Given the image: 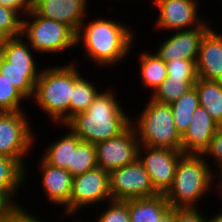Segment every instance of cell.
I'll list each match as a JSON object with an SVG mask.
<instances>
[{"instance_id": "4dcf8cb0", "label": "cell", "mask_w": 222, "mask_h": 222, "mask_svg": "<svg viewBox=\"0 0 222 222\" xmlns=\"http://www.w3.org/2000/svg\"><path fill=\"white\" fill-rule=\"evenodd\" d=\"M111 206L102 213L97 222H131L128 200H110Z\"/></svg>"}, {"instance_id": "f546056e", "label": "cell", "mask_w": 222, "mask_h": 222, "mask_svg": "<svg viewBox=\"0 0 222 222\" xmlns=\"http://www.w3.org/2000/svg\"><path fill=\"white\" fill-rule=\"evenodd\" d=\"M168 79H198L195 60H171L166 62Z\"/></svg>"}, {"instance_id": "8fae6325", "label": "cell", "mask_w": 222, "mask_h": 222, "mask_svg": "<svg viewBox=\"0 0 222 222\" xmlns=\"http://www.w3.org/2000/svg\"><path fill=\"white\" fill-rule=\"evenodd\" d=\"M111 199L109 173L100 167L73 177L69 200V214L81 206Z\"/></svg>"}, {"instance_id": "4fadbf2b", "label": "cell", "mask_w": 222, "mask_h": 222, "mask_svg": "<svg viewBox=\"0 0 222 222\" xmlns=\"http://www.w3.org/2000/svg\"><path fill=\"white\" fill-rule=\"evenodd\" d=\"M193 28L177 30L178 33L166 40L156 54L165 62L181 59L197 61L201 40L210 27L203 23Z\"/></svg>"}, {"instance_id": "9c48e42d", "label": "cell", "mask_w": 222, "mask_h": 222, "mask_svg": "<svg viewBox=\"0 0 222 222\" xmlns=\"http://www.w3.org/2000/svg\"><path fill=\"white\" fill-rule=\"evenodd\" d=\"M135 132L130 124L118 136L95 144L97 166L110 173L136 161L142 145L137 142Z\"/></svg>"}, {"instance_id": "ba28073f", "label": "cell", "mask_w": 222, "mask_h": 222, "mask_svg": "<svg viewBox=\"0 0 222 222\" xmlns=\"http://www.w3.org/2000/svg\"><path fill=\"white\" fill-rule=\"evenodd\" d=\"M111 200L150 198L159 193L154 189L148 172L137 159L109 173Z\"/></svg>"}, {"instance_id": "ffe728a7", "label": "cell", "mask_w": 222, "mask_h": 222, "mask_svg": "<svg viewBox=\"0 0 222 222\" xmlns=\"http://www.w3.org/2000/svg\"><path fill=\"white\" fill-rule=\"evenodd\" d=\"M194 87L199 96V105L206 109L219 126H222V82L198 78Z\"/></svg>"}, {"instance_id": "f1b7e54d", "label": "cell", "mask_w": 222, "mask_h": 222, "mask_svg": "<svg viewBox=\"0 0 222 222\" xmlns=\"http://www.w3.org/2000/svg\"><path fill=\"white\" fill-rule=\"evenodd\" d=\"M0 30L7 38L22 36V19L17 10L0 4Z\"/></svg>"}, {"instance_id": "5bb4252c", "label": "cell", "mask_w": 222, "mask_h": 222, "mask_svg": "<svg viewBox=\"0 0 222 222\" xmlns=\"http://www.w3.org/2000/svg\"><path fill=\"white\" fill-rule=\"evenodd\" d=\"M85 7L86 0H31V9L38 16L64 23L76 33L82 30Z\"/></svg>"}, {"instance_id": "7402d4cb", "label": "cell", "mask_w": 222, "mask_h": 222, "mask_svg": "<svg viewBox=\"0 0 222 222\" xmlns=\"http://www.w3.org/2000/svg\"><path fill=\"white\" fill-rule=\"evenodd\" d=\"M199 106V96L193 87L170 104L178 133L182 136L191 124L192 115Z\"/></svg>"}, {"instance_id": "f35d334b", "label": "cell", "mask_w": 222, "mask_h": 222, "mask_svg": "<svg viewBox=\"0 0 222 222\" xmlns=\"http://www.w3.org/2000/svg\"><path fill=\"white\" fill-rule=\"evenodd\" d=\"M7 37L4 35V33L0 30V47L7 41Z\"/></svg>"}, {"instance_id": "e575fe53", "label": "cell", "mask_w": 222, "mask_h": 222, "mask_svg": "<svg viewBox=\"0 0 222 222\" xmlns=\"http://www.w3.org/2000/svg\"><path fill=\"white\" fill-rule=\"evenodd\" d=\"M0 4L11 7L18 12L23 9V12H28L31 9V0H0Z\"/></svg>"}, {"instance_id": "d590c367", "label": "cell", "mask_w": 222, "mask_h": 222, "mask_svg": "<svg viewBox=\"0 0 222 222\" xmlns=\"http://www.w3.org/2000/svg\"><path fill=\"white\" fill-rule=\"evenodd\" d=\"M5 222H42L34 216L29 215L25 210L19 208L8 220Z\"/></svg>"}, {"instance_id": "30bf717a", "label": "cell", "mask_w": 222, "mask_h": 222, "mask_svg": "<svg viewBox=\"0 0 222 222\" xmlns=\"http://www.w3.org/2000/svg\"><path fill=\"white\" fill-rule=\"evenodd\" d=\"M22 112L2 111L0 113V155L13 158L23 166V155L32 146L33 135Z\"/></svg>"}, {"instance_id": "2e32d148", "label": "cell", "mask_w": 222, "mask_h": 222, "mask_svg": "<svg viewBox=\"0 0 222 222\" xmlns=\"http://www.w3.org/2000/svg\"><path fill=\"white\" fill-rule=\"evenodd\" d=\"M159 7L157 19L159 28L183 30L187 27L203 24L197 19V5L195 0H154Z\"/></svg>"}, {"instance_id": "e0dca14e", "label": "cell", "mask_w": 222, "mask_h": 222, "mask_svg": "<svg viewBox=\"0 0 222 222\" xmlns=\"http://www.w3.org/2000/svg\"><path fill=\"white\" fill-rule=\"evenodd\" d=\"M196 64L199 78L222 82V36L212 29L201 40Z\"/></svg>"}, {"instance_id": "9a60e30c", "label": "cell", "mask_w": 222, "mask_h": 222, "mask_svg": "<svg viewBox=\"0 0 222 222\" xmlns=\"http://www.w3.org/2000/svg\"><path fill=\"white\" fill-rule=\"evenodd\" d=\"M219 125L202 106L192 115L191 124L181 136V151L184 154H203Z\"/></svg>"}, {"instance_id": "3957f363", "label": "cell", "mask_w": 222, "mask_h": 222, "mask_svg": "<svg viewBox=\"0 0 222 222\" xmlns=\"http://www.w3.org/2000/svg\"><path fill=\"white\" fill-rule=\"evenodd\" d=\"M201 156L183 154L180 157L172 186L164 194L170 208H196L194 203L209 189L213 175Z\"/></svg>"}, {"instance_id": "5b68a950", "label": "cell", "mask_w": 222, "mask_h": 222, "mask_svg": "<svg viewBox=\"0 0 222 222\" xmlns=\"http://www.w3.org/2000/svg\"><path fill=\"white\" fill-rule=\"evenodd\" d=\"M140 117L137 130L143 146L181 151V135L170 105L151 99Z\"/></svg>"}, {"instance_id": "8d00e7d4", "label": "cell", "mask_w": 222, "mask_h": 222, "mask_svg": "<svg viewBox=\"0 0 222 222\" xmlns=\"http://www.w3.org/2000/svg\"><path fill=\"white\" fill-rule=\"evenodd\" d=\"M157 222H175V209L170 208Z\"/></svg>"}, {"instance_id": "277c9868", "label": "cell", "mask_w": 222, "mask_h": 222, "mask_svg": "<svg viewBox=\"0 0 222 222\" xmlns=\"http://www.w3.org/2000/svg\"><path fill=\"white\" fill-rule=\"evenodd\" d=\"M80 77L76 66L48 68L40 72L34 87L38 105L47 112L54 121H69V105L75 81ZM68 112V113H66Z\"/></svg>"}, {"instance_id": "603a6c76", "label": "cell", "mask_w": 222, "mask_h": 222, "mask_svg": "<svg viewBox=\"0 0 222 222\" xmlns=\"http://www.w3.org/2000/svg\"><path fill=\"white\" fill-rule=\"evenodd\" d=\"M140 59L141 81L145 86L154 88L157 87L167 78V66L157 54L143 53Z\"/></svg>"}, {"instance_id": "8992f818", "label": "cell", "mask_w": 222, "mask_h": 222, "mask_svg": "<svg viewBox=\"0 0 222 222\" xmlns=\"http://www.w3.org/2000/svg\"><path fill=\"white\" fill-rule=\"evenodd\" d=\"M21 36L8 38L0 47V73L26 98L34 94L39 75L29 48Z\"/></svg>"}, {"instance_id": "52a82bcc", "label": "cell", "mask_w": 222, "mask_h": 222, "mask_svg": "<svg viewBox=\"0 0 222 222\" xmlns=\"http://www.w3.org/2000/svg\"><path fill=\"white\" fill-rule=\"evenodd\" d=\"M26 14L35 19L31 24L22 20V35H26L36 51L60 52L77 44L76 32L68 25L38 16L32 9Z\"/></svg>"}, {"instance_id": "4316f807", "label": "cell", "mask_w": 222, "mask_h": 222, "mask_svg": "<svg viewBox=\"0 0 222 222\" xmlns=\"http://www.w3.org/2000/svg\"><path fill=\"white\" fill-rule=\"evenodd\" d=\"M97 167L96 148L89 142L81 141L72 147L71 167L67 170L72 177L81 175Z\"/></svg>"}, {"instance_id": "44dd1931", "label": "cell", "mask_w": 222, "mask_h": 222, "mask_svg": "<svg viewBox=\"0 0 222 222\" xmlns=\"http://www.w3.org/2000/svg\"><path fill=\"white\" fill-rule=\"evenodd\" d=\"M81 141L71 130L48 148L43 159L51 166L68 170L71 167L72 147H76Z\"/></svg>"}, {"instance_id": "cb8c5ba5", "label": "cell", "mask_w": 222, "mask_h": 222, "mask_svg": "<svg viewBox=\"0 0 222 222\" xmlns=\"http://www.w3.org/2000/svg\"><path fill=\"white\" fill-rule=\"evenodd\" d=\"M24 169L17 160L0 155V192L12 196L24 179Z\"/></svg>"}, {"instance_id": "d4e9b609", "label": "cell", "mask_w": 222, "mask_h": 222, "mask_svg": "<svg viewBox=\"0 0 222 222\" xmlns=\"http://www.w3.org/2000/svg\"><path fill=\"white\" fill-rule=\"evenodd\" d=\"M198 79L166 78L154 91L152 99L164 104H172L183 94L191 90Z\"/></svg>"}, {"instance_id": "836d02e7", "label": "cell", "mask_w": 222, "mask_h": 222, "mask_svg": "<svg viewBox=\"0 0 222 222\" xmlns=\"http://www.w3.org/2000/svg\"><path fill=\"white\" fill-rule=\"evenodd\" d=\"M175 222H206L196 208H176Z\"/></svg>"}, {"instance_id": "d6986e66", "label": "cell", "mask_w": 222, "mask_h": 222, "mask_svg": "<svg viewBox=\"0 0 222 222\" xmlns=\"http://www.w3.org/2000/svg\"><path fill=\"white\" fill-rule=\"evenodd\" d=\"M128 207L131 222H157L170 209L164 194L130 199Z\"/></svg>"}, {"instance_id": "83f0119b", "label": "cell", "mask_w": 222, "mask_h": 222, "mask_svg": "<svg viewBox=\"0 0 222 222\" xmlns=\"http://www.w3.org/2000/svg\"><path fill=\"white\" fill-rule=\"evenodd\" d=\"M23 98L26 99V97L0 73V109L4 112L21 111L19 104Z\"/></svg>"}, {"instance_id": "1f68e13d", "label": "cell", "mask_w": 222, "mask_h": 222, "mask_svg": "<svg viewBox=\"0 0 222 222\" xmlns=\"http://www.w3.org/2000/svg\"><path fill=\"white\" fill-rule=\"evenodd\" d=\"M214 155L217 158V163L219 164L222 171V126H219L215 132L213 138L210 141L208 148L204 151L202 155Z\"/></svg>"}, {"instance_id": "ac0fdd59", "label": "cell", "mask_w": 222, "mask_h": 222, "mask_svg": "<svg viewBox=\"0 0 222 222\" xmlns=\"http://www.w3.org/2000/svg\"><path fill=\"white\" fill-rule=\"evenodd\" d=\"M41 164L40 167L43 171L42 182L47 198L52 203L67 206L66 214H69L73 177L67 170L51 166L44 159Z\"/></svg>"}, {"instance_id": "484cf974", "label": "cell", "mask_w": 222, "mask_h": 222, "mask_svg": "<svg viewBox=\"0 0 222 222\" xmlns=\"http://www.w3.org/2000/svg\"><path fill=\"white\" fill-rule=\"evenodd\" d=\"M99 93L94 86L81 76L75 81L69 105V120L76 114L84 112Z\"/></svg>"}, {"instance_id": "7c38bea8", "label": "cell", "mask_w": 222, "mask_h": 222, "mask_svg": "<svg viewBox=\"0 0 222 222\" xmlns=\"http://www.w3.org/2000/svg\"><path fill=\"white\" fill-rule=\"evenodd\" d=\"M149 153L141 158V150L138 151V159L148 172L154 189L159 194H165L172 186L175 170L182 151L169 148L144 146Z\"/></svg>"}, {"instance_id": "d6a6232c", "label": "cell", "mask_w": 222, "mask_h": 222, "mask_svg": "<svg viewBox=\"0 0 222 222\" xmlns=\"http://www.w3.org/2000/svg\"><path fill=\"white\" fill-rule=\"evenodd\" d=\"M12 197L6 192H0V222L8 220L19 208L11 202Z\"/></svg>"}, {"instance_id": "6da1fadb", "label": "cell", "mask_w": 222, "mask_h": 222, "mask_svg": "<svg viewBox=\"0 0 222 222\" xmlns=\"http://www.w3.org/2000/svg\"><path fill=\"white\" fill-rule=\"evenodd\" d=\"M131 121L112 91L99 93L86 111L76 114L65 125L82 141L97 144L122 133Z\"/></svg>"}, {"instance_id": "7a4b0ae2", "label": "cell", "mask_w": 222, "mask_h": 222, "mask_svg": "<svg viewBox=\"0 0 222 222\" xmlns=\"http://www.w3.org/2000/svg\"><path fill=\"white\" fill-rule=\"evenodd\" d=\"M83 32L76 33V43L84 39L88 56L103 66L124 58L133 40L130 28L118 21L98 19L86 25Z\"/></svg>"}, {"instance_id": "74e56055", "label": "cell", "mask_w": 222, "mask_h": 222, "mask_svg": "<svg viewBox=\"0 0 222 222\" xmlns=\"http://www.w3.org/2000/svg\"><path fill=\"white\" fill-rule=\"evenodd\" d=\"M206 222H222V212L217 216L212 217L211 220H207Z\"/></svg>"}]
</instances>
